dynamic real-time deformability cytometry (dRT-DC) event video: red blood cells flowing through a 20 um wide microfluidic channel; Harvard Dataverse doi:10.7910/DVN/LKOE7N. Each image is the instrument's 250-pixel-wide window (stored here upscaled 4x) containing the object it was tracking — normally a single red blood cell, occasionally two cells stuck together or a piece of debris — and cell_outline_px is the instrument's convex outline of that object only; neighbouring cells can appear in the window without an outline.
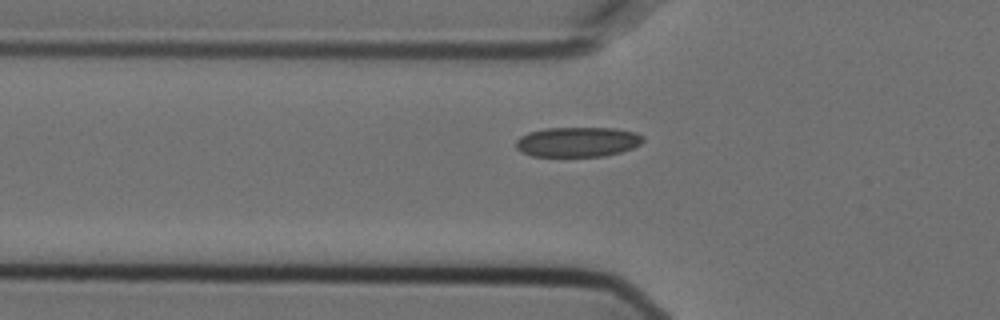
{"species": "Egyptian fruit bat (a non-hibernating species)", "species_latin": "Rousettus aegyptiacus", "temperature_condition": "cold", "stored_images_in_passage": 42, "camera_frame_rate_fps": 3000, "um_per_image_px": 0.085, "animal": {"sex": "female"}, "frame": {"image": 1, "passage_image": 6, "time_ms": 1.667, "image_size_px": [1000, 320], "cell_outline_px": [[644, 140], [640, 144], [632, 148], [620, 152], [604, 156], [532, 156], [520, 152], [516, 148], [516, 140], [520, 136], [528, 132], [544, 128], [616, 128], [636, 132], [644, 136]], "centroid_in_image_um": [49.09, 12.06], "position_along_channel_um": 76.7, "area_um2": 22.31}}
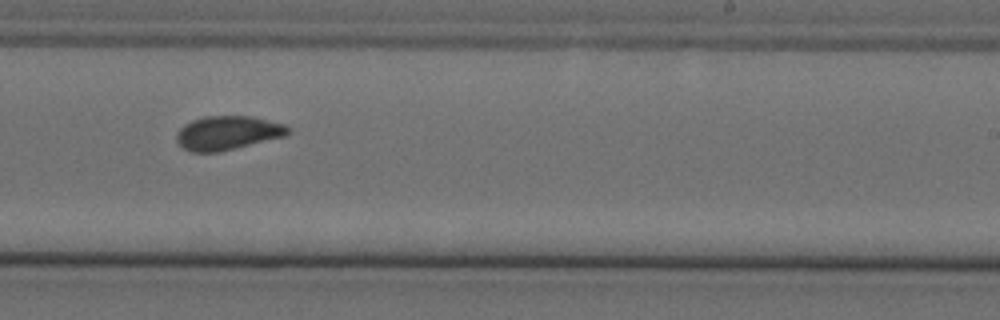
{"frame": {"image": 2, "passage_image": 22, "time_ms": 7.0, "image_size_px": [1000, 320], "cell_outline_px": [[292, 132], [288, 136], [220, 152], [192, 152], [184, 148], [176, 140], [176, 132], [184, 124], [192, 120], [204, 116], [252, 116], [288, 124], [292, 128]], "centroid_in_image_um": [19.43, 11.29], "position_along_channel_um": 269.6, "area_um2": 22.6}}
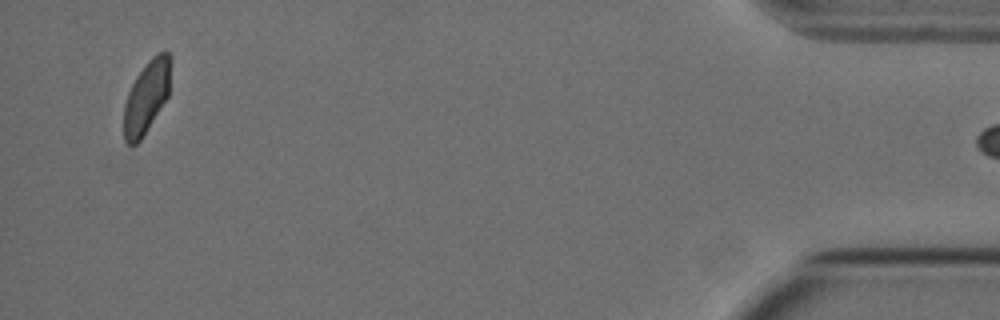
{"frame": {"image": 3, "passage_image": 41, "time_ms": 13.333, "image_size_px": [1000, 320], "cell_outline_px": [[172, 60], [168, 96], [140, 140], [136, 144], [128, 144], [124, 140], [124, 104], [128, 92], [136, 76], [144, 64], [156, 52], [168, 52]], "centroid_in_image_um": [12.46, 8.18], "position_along_channel_um": 422.7, "area_um2": 19.77}}